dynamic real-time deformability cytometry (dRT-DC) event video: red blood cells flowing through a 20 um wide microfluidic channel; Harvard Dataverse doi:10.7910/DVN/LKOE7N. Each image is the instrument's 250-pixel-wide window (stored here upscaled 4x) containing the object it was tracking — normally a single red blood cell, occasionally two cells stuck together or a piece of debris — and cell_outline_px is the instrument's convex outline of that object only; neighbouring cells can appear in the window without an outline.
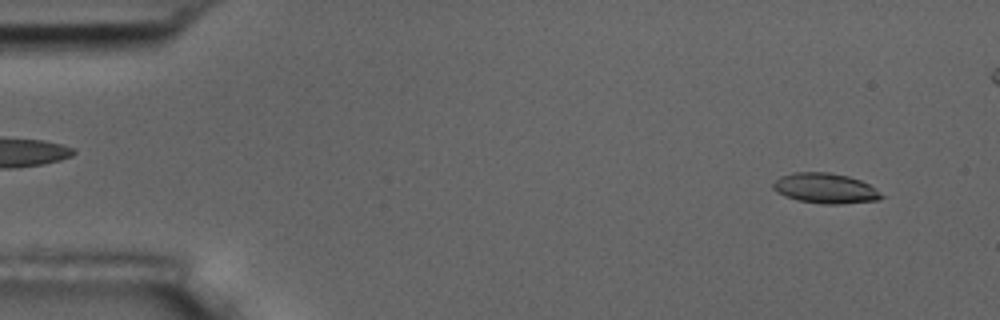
{"species": "common noctule bat (a hibernating species)", "species_latin": "Nyctalus noctula", "temperature_condition": "room temperature", "stored_images_in_passage": 5, "camera_frame_rate_fps": 3000, "um_per_image_px": 0.085, "animal": {"sex": "male", "body_mass_g": 17.5, "forearm_length_mm": 52.3}, "frame": {"image": 1, "passage_image": 1, "time_ms": 0.0, "image_size_px": [1000, 320], "cell_outline_px": [[884, 196], [880, 200], [840, 204], [820, 204], [796, 200], [784, 196], [772, 188], [772, 184], [780, 176], [792, 172], [832, 172], [848, 176], [860, 180], [868, 184]], "centroid_in_image_um": [70.12, 16.0], "position_along_channel_um": 14.9, "area_um2": 19.19}}
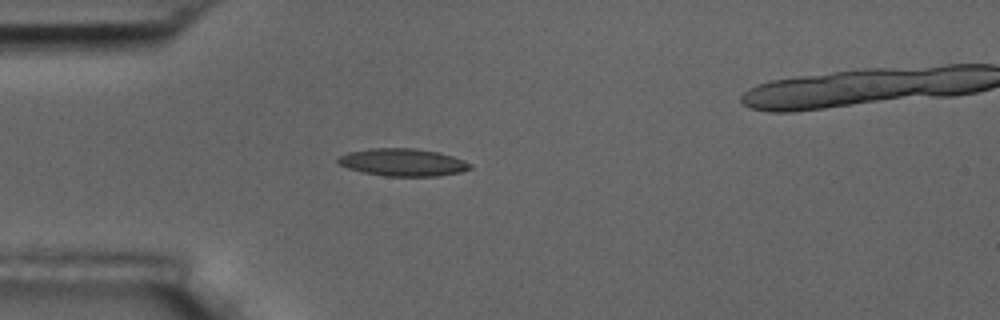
{"frame": {"image": 2, "passage_image": 4, "time_ms": 3.667, "image_size_px": [1000, 320], "cell_outline_px": [[472, 168], [460, 172], [436, 176], [384, 176], [364, 172], [348, 168], [340, 164], [336, 160], [340, 156], [348, 152], [368, 148], [412, 148], [440, 152], [464, 160], [472, 164]], "centroid_in_image_um": [34.25, 13.79], "position_along_channel_um": 50.7, "area_um2": 21.15}}